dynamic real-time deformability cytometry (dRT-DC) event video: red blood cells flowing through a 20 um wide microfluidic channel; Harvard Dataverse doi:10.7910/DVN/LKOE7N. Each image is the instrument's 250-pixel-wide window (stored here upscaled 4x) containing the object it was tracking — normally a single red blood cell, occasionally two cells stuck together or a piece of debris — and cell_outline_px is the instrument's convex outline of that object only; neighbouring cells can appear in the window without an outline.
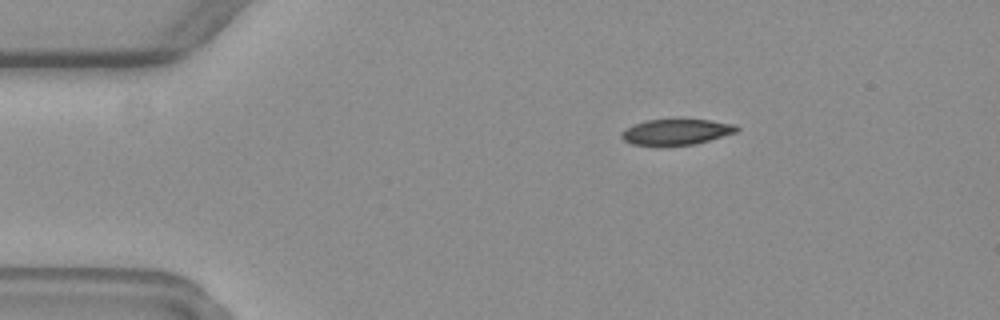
{"species": "common noctule bat (a hibernating species)", "species_latin": "Nyctalus noctula", "temperature_condition": "warm", "stored_images_in_passage": 4, "camera_frame_rate_fps": 3000, "um_per_image_px": 0.085, "animal": {"sex": "female", "body_mass_g": 19.3, "forearm_length_mm": 54.1}, "frame": {"image": 1, "passage_image": 2, "time_ms": 1.333, "image_size_px": [1000, 320], "cell_outline_px": [[740, 128], [736, 132], [708, 140], [692, 144], [632, 144], [624, 140], [620, 136], [620, 132], [632, 124], [644, 120], [680, 116], [712, 120], [736, 124]], "centroid_in_image_um": [57.48, 11.12], "position_along_channel_um": 27.5, "area_um2": 17.86}}